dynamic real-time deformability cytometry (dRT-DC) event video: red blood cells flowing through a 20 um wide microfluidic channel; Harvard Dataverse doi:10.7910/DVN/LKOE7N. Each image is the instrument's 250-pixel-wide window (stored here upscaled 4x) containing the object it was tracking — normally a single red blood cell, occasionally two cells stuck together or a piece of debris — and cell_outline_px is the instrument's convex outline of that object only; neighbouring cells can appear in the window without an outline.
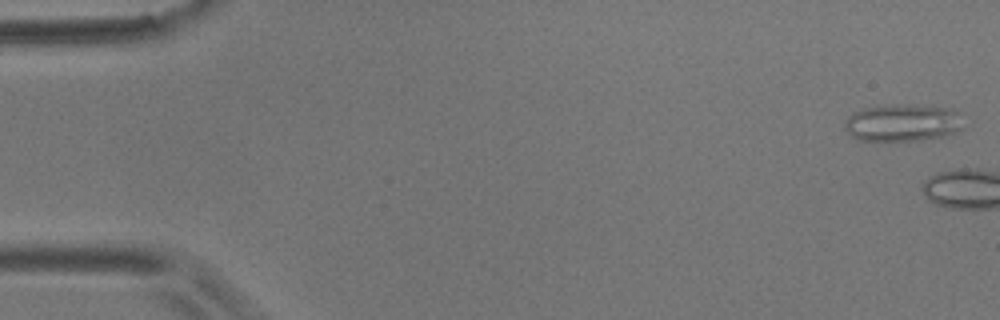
{"species": "common noctule bat (a hibernating species)", "species_latin": "Nyctalus noctula", "temperature_condition": "room temperature", "stored_images_in_passage": 4, "camera_frame_rate_fps": 3000, "um_per_image_px": 0.085, "animal": {"sex": "male", "body_mass_g": 17.9}, "frame": {"image": 1, "passage_image": 1, "time_ms": 0.0, "image_size_px": [1000, 320], "cell_outline_px": [[964, 128], [956, 132], [944, 136], [920, 140], [860, 140], [852, 136], [844, 128], [844, 120], [852, 112], [864, 108], [884, 104], [900, 104], [948, 108], [960, 112]], "centroid_in_image_um": [76.72, 10.42], "position_along_channel_um": 8.3, "area_um2": 26.01}}